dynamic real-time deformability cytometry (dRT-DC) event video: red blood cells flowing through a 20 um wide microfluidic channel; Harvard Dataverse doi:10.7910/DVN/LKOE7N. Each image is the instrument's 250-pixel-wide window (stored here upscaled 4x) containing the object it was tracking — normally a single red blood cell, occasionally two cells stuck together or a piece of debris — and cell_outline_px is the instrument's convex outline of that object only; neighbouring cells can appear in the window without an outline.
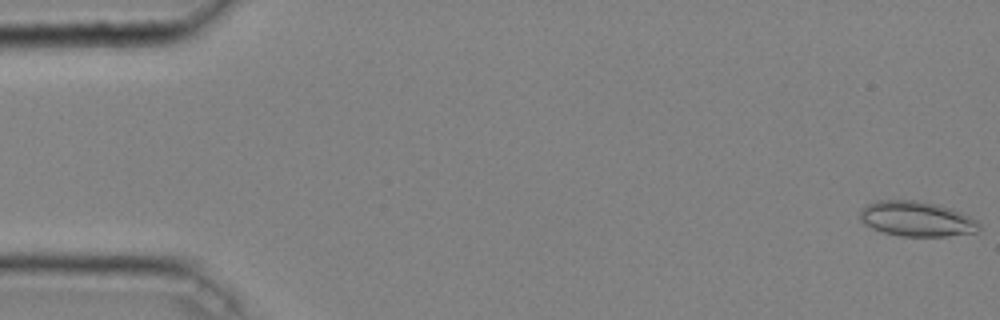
{"species": "common noctule bat (a hibernating species)", "species_latin": "Nyctalus noctula", "temperature_condition": "cold", "stored_images_in_passage": 48, "camera_frame_rate_fps": 3000, "um_per_image_px": 0.085, "animal": {"sex": "male", "body_mass_g": 20.4}, "frame": {"image": 1, "passage_image": 1, "time_ms": 0.0, "image_size_px": [1000, 320], "cell_outline_px": [[980, 228], [976, 232], [948, 236], [900, 236], [884, 232], [872, 228], [864, 224], [860, 220], [860, 212], [868, 204], [876, 200], [916, 200], [940, 204], [952, 208], [976, 220], [980, 224]], "centroid_in_image_um": [77.92, 18.6], "position_along_channel_um": 7.1, "area_um2": 24.39}}
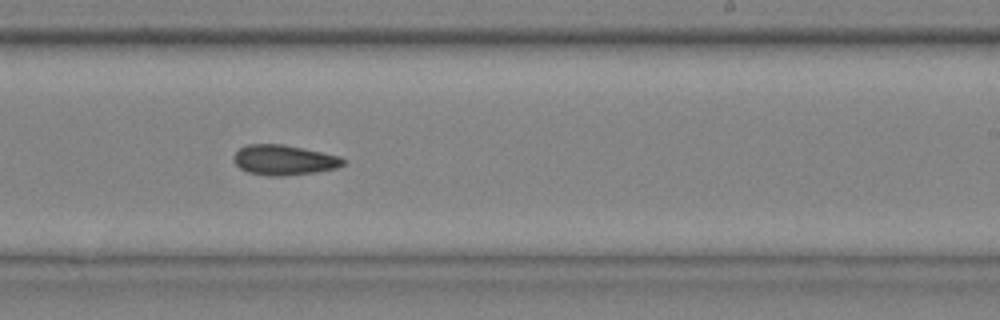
{"frame": {"image": 2, "passage_image": 30, "time_ms": 9.667, "image_size_px": [1000, 320], "cell_outline_px": [[344, 164], [336, 168], [316, 172], [284, 176], [268, 176], [248, 172], [240, 168], [232, 160], [232, 156], [240, 148], [248, 144], [284, 144], [340, 156], [344, 160]], "centroid_in_image_um": [24.11, 13.6], "position_along_channel_um": 264.9, "area_um2": 19.25}}
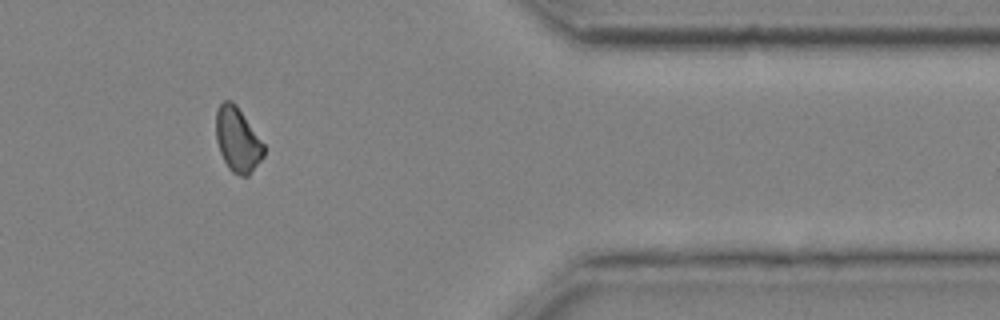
{"frame": {"image": 3, "passage_image": 41, "time_ms": 13.333, "image_size_px": [1000, 320], "cell_outline_px": [[264, 156], [248, 176], [240, 176], [232, 172], [228, 168], [220, 152], [216, 140], [216, 112], [220, 104], [224, 100], [232, 100], [236, 104], [264, 144]], "centroid_in_image_um": [20.18, 11.88], "position_along_channel_um": 391.2, "area_um2": 17.92}}